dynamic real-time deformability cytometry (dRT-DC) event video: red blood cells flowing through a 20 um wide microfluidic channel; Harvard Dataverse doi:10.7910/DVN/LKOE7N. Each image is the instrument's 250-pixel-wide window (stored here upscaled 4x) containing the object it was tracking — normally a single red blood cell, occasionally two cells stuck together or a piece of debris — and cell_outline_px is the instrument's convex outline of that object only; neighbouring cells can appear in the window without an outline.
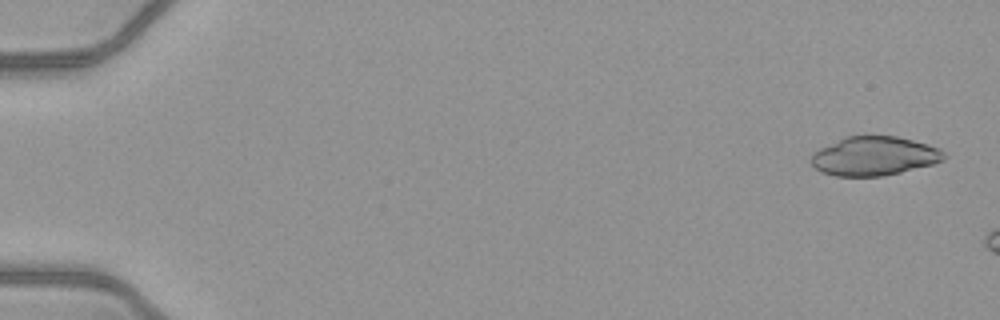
{"species": "common noctule bat (a hibernating species)", "species_latin": "Nyctalus noctula", "temperature_condition": "warm", "stored_images_in_passage": 8, "camera_frame_rate_fps": 3000, "um_per_image_px": 0.085, "animal": {"sex": "female", "body_mass_g": 21.9}, "frame": {"image": 1, "passage_image": 2, "time_ms": 0.333, "image_size_px": [1000, 320], "cell_outline_px": [[948, 156], [944, 160], [932, 164], [884, 176], [836, 176], [820, 172], [808, 160], [820, 148], [844, 136], [896, 136], [928, 144], [940, 148]], "centroid_in_image_um": [74.31, 13.26], "position_along_channel_um": 10.7, "area_um2": 30.23}}